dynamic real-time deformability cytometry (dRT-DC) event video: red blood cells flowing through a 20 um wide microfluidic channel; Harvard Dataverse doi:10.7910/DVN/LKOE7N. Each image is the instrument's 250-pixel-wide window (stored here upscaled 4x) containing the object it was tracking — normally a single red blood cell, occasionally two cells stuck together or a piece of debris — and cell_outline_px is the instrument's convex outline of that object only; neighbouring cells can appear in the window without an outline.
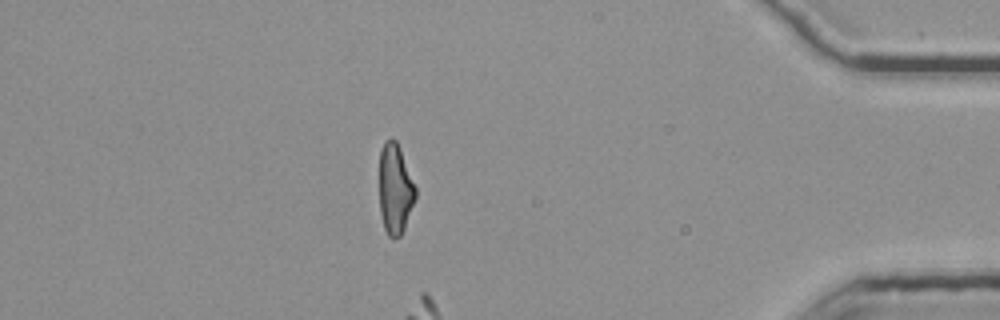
{"species": "common noctule bat (a hibernating species)", "species_latin": "Nyctalus noctula", "temperature_condition": "room temperature", "stored_images_in_passage": 55, "segment_of_instrument_passage": [2, 2], "camera_frame_rate_fps": 3000, "um_per_image_px": 0.085, "animal": {"sex": "female", "body_mass_g": 25.1}, "frame": {"image": 1, "passage_image": 48, "time_ms": 15.667, "image_size_px": [1000, 320], "cell_outline_px": [[416, 196], [404, 228], [400, 236], [392, 240], [388, 236], [384, 228], [380, 212], [380, 152], [384, 140], [392, 136], [396, 140], [400, 148], [416, 188]], "centroid_in_image_um": [33.57, 16.05], "position_along_channel_um": 401.6, "area_um2": 19.02}}
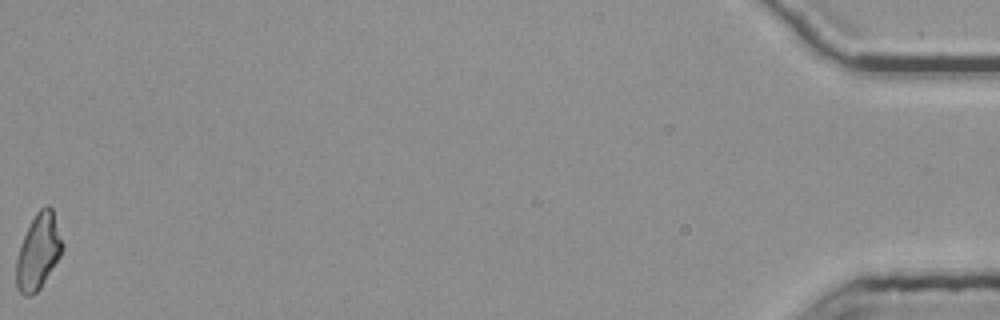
{"frame": {"image": 2, "passage_image": 55, "time_ms": 18.0, "image_size_px": [1000, 320], "cell_outline_px": [[64, 248], [60, 256], [40, 288], [32, 296], [24, 296], [16, 288], [16, 260], [20, 244], [36, 212], [44, 204], [48, 204], [52, 208], [64, 244]], "centroid_in_image_um": [3.26, 21.38], "position_along_channel_um": 431.9, "area_um2": 20.35}}